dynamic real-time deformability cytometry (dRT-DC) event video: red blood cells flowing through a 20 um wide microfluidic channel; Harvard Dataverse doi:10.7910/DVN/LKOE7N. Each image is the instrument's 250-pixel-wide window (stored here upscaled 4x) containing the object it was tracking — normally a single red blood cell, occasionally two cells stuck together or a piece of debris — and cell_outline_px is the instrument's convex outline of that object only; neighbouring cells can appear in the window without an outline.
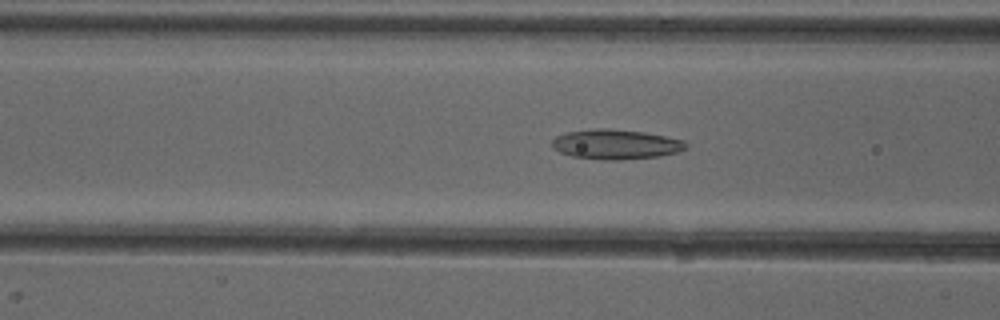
{"species": "common noctule bat (a hibernating species)", "species_latin": "Nyctalus noctula", "temperature_condition": "cold", "stored_images_in_passage": 50, "camera_frame_rate_fps": 3000, "um_per_image_px": 0.085, "animal": {"sex": "female"}, "frame": {"image": 1, "passage_image": 19, "time_ms": 6.0, "image_size_px": [1000, 320], "cell_outline_px": [[688, 144], [680, 152], [660, 156], [620, 160], [604, 160], [572, 156], [560, 152], [552, 148], [552, 140], [556, 136], [568, 132], [596, 128], [608, 128], [644, 132], [684, 140]], "centroid_in_image_um": [52.35, 12.27], "position_along_channel_um": 114.3, "area_um2": 23.29}}
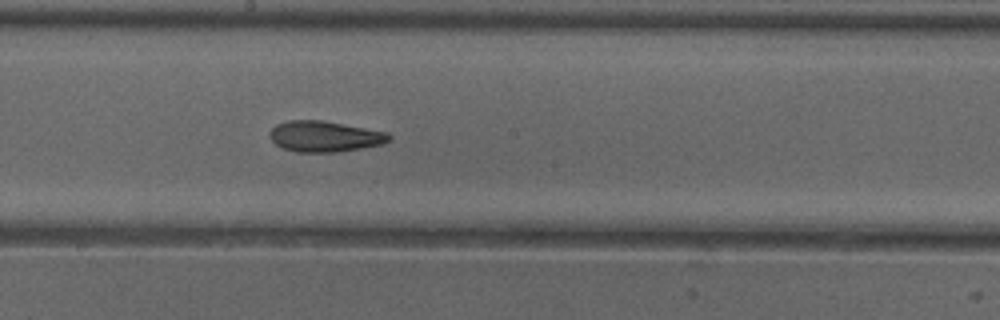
{"frame": {"image": 2, "passage_image": 27, "time_ms": 8.667, "image_size_px": [1000, 320], "cell_outline_px": [[392, 140], [384, 144], [336, 152], [296, 152], [284, 148], [276, 144], [272, 140], [268, 132], [276, 124], [288, 120], [320, 120], [388, 132], [392, 136]], "centroid_in_image_um": [27.61, 11.59], "position_along_channel_um": 220.6, "area_um2": 21.44}}
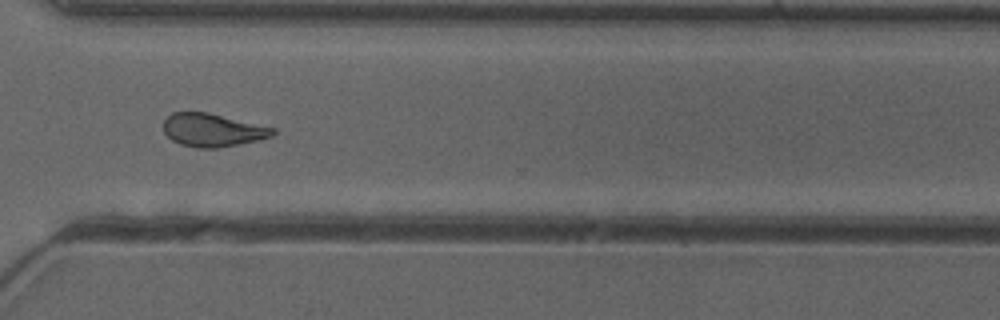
{"frame": {"image": 3, "passage_image": 37, "time_ms": 12.0, "image_size_px": [1000, 320], "cell_outline_px": [[276, 132], [272, 136], [256, 140], [220, 148], [196, 148], [180, 144], [172, 140], [164, 132], [164, 120], [172, 112], [208, 112], [276, 128]], "centroid_in_image_um": [18.07, 11.05], "position_along_channel_um": 352.5, "area_um2": 21.1}, "authors_computed_cell_mechanics": {"area_um2": 21.7906, "velocity_mm_per_s": 3.9715, "shape_relaxation_time_tau1_ms": null, "shape_relaxation_time_tau2_ms": 4.6703, "deformation_change_tau1": null, "deformation_change_tau2": 0.1432}}